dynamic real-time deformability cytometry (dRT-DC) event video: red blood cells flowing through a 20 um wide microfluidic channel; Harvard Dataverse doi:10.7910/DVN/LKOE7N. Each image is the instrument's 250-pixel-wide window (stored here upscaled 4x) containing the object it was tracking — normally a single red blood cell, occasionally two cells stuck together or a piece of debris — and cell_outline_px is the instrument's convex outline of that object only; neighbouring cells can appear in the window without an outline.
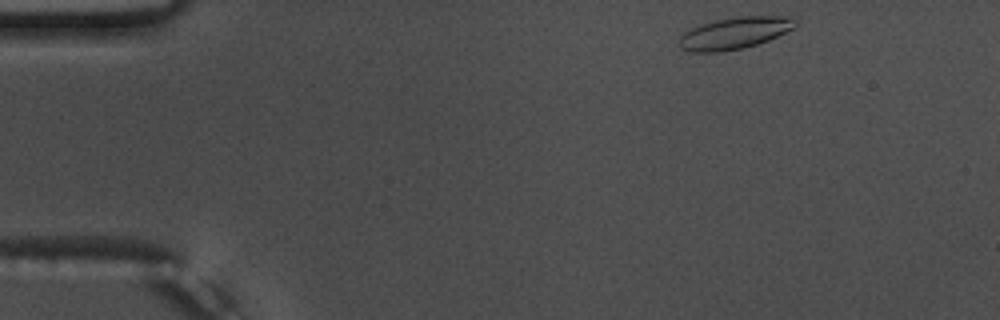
{"species": "common noctule bat (a hibernating species)", "species_latin": "Nyctalus noctula", "temperature_condition": "warm", "stored_images_in_passage": 48, "camera_frame_rate_fps": 3000, "um_per_image_px": 0.085, "animal": {"sex": "male", "body_mass_g": 17.5, "forearm_length_mm": 52.3}, "frame": {"image": 1, "passage_image": 1, "time_ms": 0.0, "image_size_px": [1000, 320], "cell_outline_px": [[800, 20], [792, 28], [768, 40], [744, 48], [720, 52], [692, 52], [680, 48], [676, 44], [680, 36], [684, 32], [692, 28], [716, 20], [736, 16], [788, 16]], "centroid_in_image_um": [62.41, 2.81], "position_along_channel_um": 22.6, "area_um2": 21.56}}
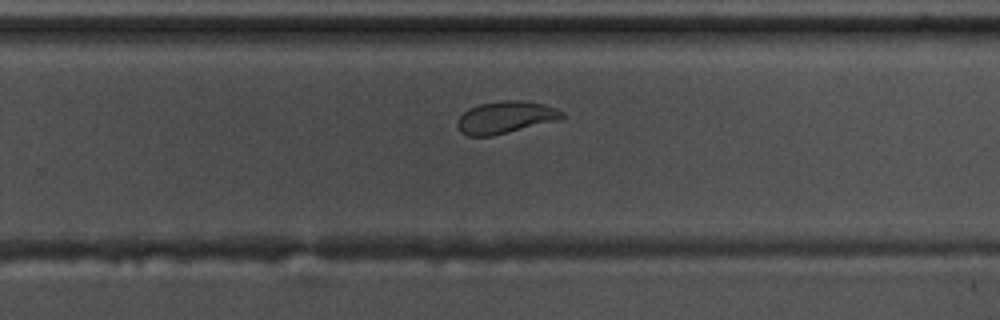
{"frame": {"image": 2, "passage_image": 29, "time_ms": 9.333, "image_size_px": [1000, 320], "cell_outline_px": [[568, 116], [560, 120], [492, 136], [468, 136], [460, 132], [456, 124], [456, 120], [468, 108], [480, 104], [504, 100], [516, 100], [544, 104], [556, 108], [564, 112]], "centroid_in_image_um": [42.99, 9.98], "position_along_channel_um": 286.8, "area_um2": 19.83}}
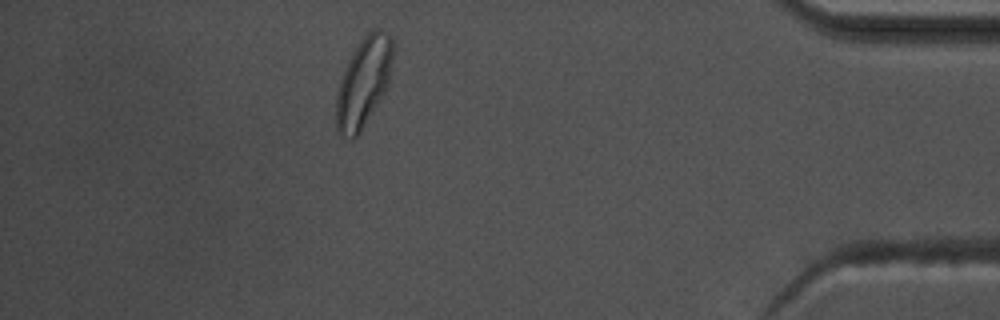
{"frame": {"image": 3, "passage_image": 42, "time_ms": 13.667, "image_size_px": [1000, 320], "cell_outline_px": [[392, 60], [388, 84], [380, 100], [360, 132], [352, 140], [344, 136], [336, 128], [336, 92], [340, 80], [348, 60], [352, 52], [364, 36], [368, 32], [376, 28], [380, 28], [388, 32], [392, 36]], "centroid_in_image_um": [30.9, 6.97], "position_along_channel_um": 404.3, "area_um2": 29.42}, "authors_computed_cell_mechanics": {"area_um2": 20.6924, "velocity_mm_per_s": 3.7487, "shape_relaxation_time_tau1_ms": 4.7672, "shape_relaxation_time_tau2_ms": 1.1593, "deformation_change_tau1": 0.1724, "deformation_change_tau2": 0.0673}}